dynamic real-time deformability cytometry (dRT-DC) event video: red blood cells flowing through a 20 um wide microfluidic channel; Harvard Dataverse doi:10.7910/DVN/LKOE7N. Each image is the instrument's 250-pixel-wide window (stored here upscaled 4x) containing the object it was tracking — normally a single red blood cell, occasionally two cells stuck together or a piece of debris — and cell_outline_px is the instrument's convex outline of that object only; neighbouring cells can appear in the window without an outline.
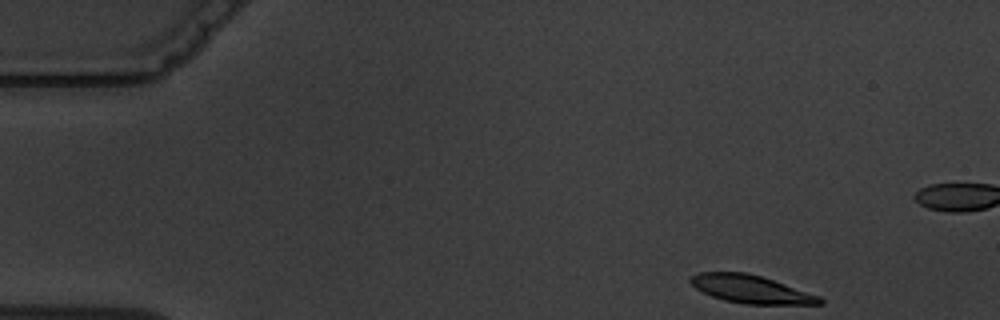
{"species": "common noctule bat (a hibernating species)", "species_latin": "Nyctalus noctula", "temperature_condition": "warm", "stored_images_in_passage": 6, "camera_frame_rate_fps": 3000, "um_per_image_px": 0.085, "animal": {"sex": "male", "body_mass_g": 19.5, "forearm_length_mm": 54.6}, "frame": {"image": 1, "passage_image": 1, "time_ms": 0.0, "image_size_px": [1000, 320], "cell_outline_px": [[824, 304], [744, 304], [724, 300], [712, 296], [696, 288], [688, 280], [696, 272], [744, 272], [760, 276], [820, 296], [824, 300]], "centroid_in_image_um": [63.82, 24.58], "position_along_channel_um": 21.2, "area_um2": 20.81}}